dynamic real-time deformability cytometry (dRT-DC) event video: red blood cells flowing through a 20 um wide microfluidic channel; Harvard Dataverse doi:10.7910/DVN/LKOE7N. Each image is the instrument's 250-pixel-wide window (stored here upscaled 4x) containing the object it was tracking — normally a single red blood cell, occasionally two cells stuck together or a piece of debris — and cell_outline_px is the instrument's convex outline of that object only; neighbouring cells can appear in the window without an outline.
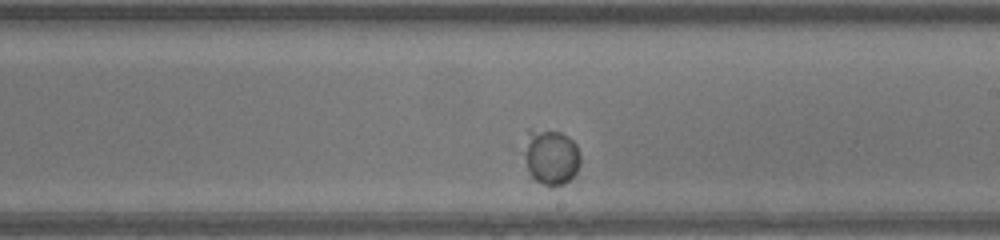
{"species": "human", "species_latin": "Homo sapiens", "temperature_condition": "warm", "stored_images_in_passage": 27, "camera_frame_rate_fps": 3000, "um_per_image_px": 0.085, "donor": {"sex": "male"}, "frame": {"image": 1, "passage_image": 16, "time_ms": 5.0, "image_size_px": [1000, 240], "cell_outline_px": [[580, 164], [576, 172], [564, 184], [544, 184], [536, 180], [532, 176], [528, 168], [524, 152], [528, 128], [560, 132], [568, 136], [576, 144], [580, 156]], "centroid_in_image_um": [46.84, 13.29], "position_along_channel_um": 242.2, "area_um2": 17.86}}
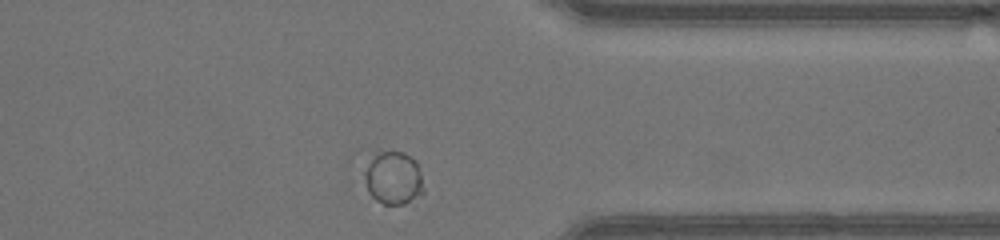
{"frame": {"image": 2, "passage_image": 27, "time_ms": 8.667, "image_size_px": [1000, 240], "cell_outline_px": [[424, 196], [404, 204], [384, 204], [376, 200], [368, 192], [364, 176], [364, 172], [368, 164], [380, 152], [404, 152], [412, 156], [416, 160], [420, 172], [424, 192]], "centroid_in_image_um": [33.49, 15.17], "position_along_channel_um": 377.9, "area_um2": 18.26}}